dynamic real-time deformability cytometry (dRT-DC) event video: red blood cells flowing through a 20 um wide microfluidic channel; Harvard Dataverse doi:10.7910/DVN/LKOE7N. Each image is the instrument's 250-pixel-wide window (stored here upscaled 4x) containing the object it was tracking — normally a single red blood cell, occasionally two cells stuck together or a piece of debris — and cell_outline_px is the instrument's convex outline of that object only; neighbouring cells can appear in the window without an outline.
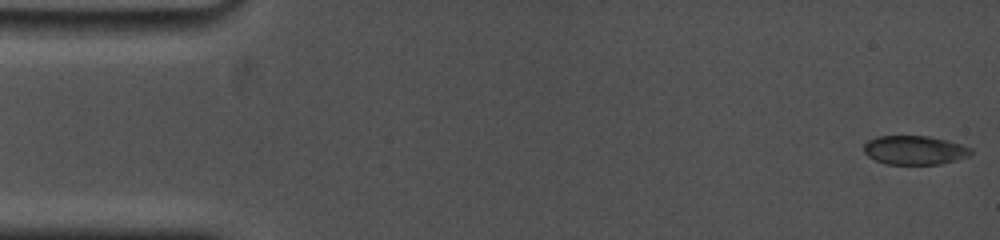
{"species": "common noctule bat (a hibernating species)", "species_latin": "Nyctalus noctula", "temperature_condition": "cold", "stored_images_in_passage": 76, "camera_frame_rate_fps": 5000, "um_per_image_px": 0.085, "animal": {"sex": "female", "body_mass_g": 19.0, "forearm_length_mm": 53.3}, "frame": {"image": 1, "passage_image": 1, "time_ms": 0.0, "image_size_px": [1000, 240], "cell_outline_px": [[972, 156], [940, 164], [888, 164], [876, 160], [868, 156], [864, 152], [864, 144], [868, 140], [876, 136], [928, 136], [948, 140], [972, 148]], "centroid_in_image_um": [77.77, 12.76], "position_along_channel_um": 7.2, "area_um2": 18.15}}
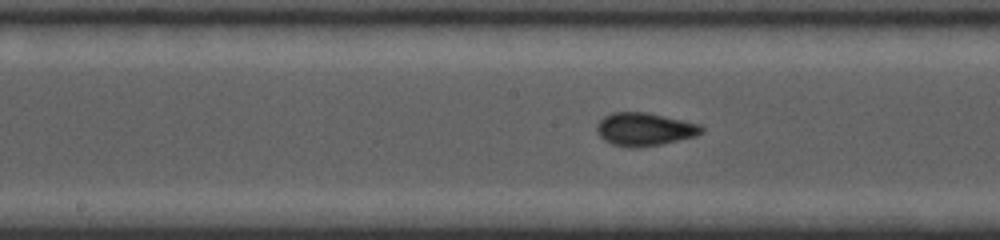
{"frame": {"image": 2, "passage_image": 39, "time_ms": 8.4, "image_size_px": [1000, 240], "cell_outline_px": [[704, 132], [696, 136], [660, 144], [636, 148], [628, 148], [612, 144], [604, 140], [596, 132], [596, 124], [604, 116], [612, 112], [648, 112], [700, 124], [704, 128]], "centroid_in_image_um": [54.77, 10.98], "position_along_channel_um": 193.4, "area_um2": 20.35}}
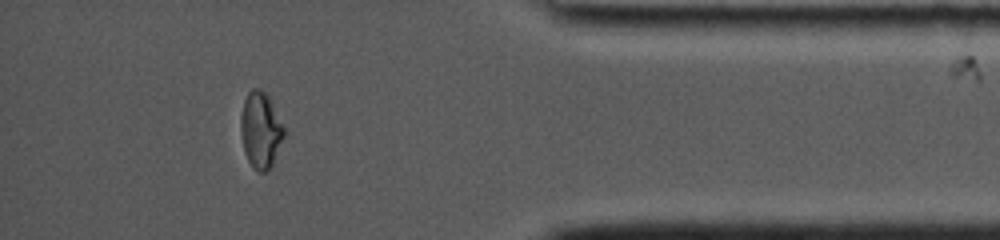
{"frame": {"image": 3, "passage_image": 68, "time_ms": 14.8, "image_size_px": [1000, 240], "cell_outline_px": [[284, 136], [272, 164], [264, 172], [256, 172], [252, 168], [244, 152], [240, 132], [240, 116], [244, 100], [248, 92], [252, 88], [260, 88], [268, 96], [284, 128]], "centroid_in_image_um": [22.12, 11.06], "position_along_channel_um": 413.1, "area_um2": 19.07}, "authors_computed_cell_mechanics": {"area_um2": 18.9873, "velocity_mm_per_s": 3.7399, "shape_relaxation_time_tau1_ms": 9.7826, "shape_relaxation_time_tau2_ms": null, "deformation_change_tau1": 0.2236, "deformation_change_tau2": null}}